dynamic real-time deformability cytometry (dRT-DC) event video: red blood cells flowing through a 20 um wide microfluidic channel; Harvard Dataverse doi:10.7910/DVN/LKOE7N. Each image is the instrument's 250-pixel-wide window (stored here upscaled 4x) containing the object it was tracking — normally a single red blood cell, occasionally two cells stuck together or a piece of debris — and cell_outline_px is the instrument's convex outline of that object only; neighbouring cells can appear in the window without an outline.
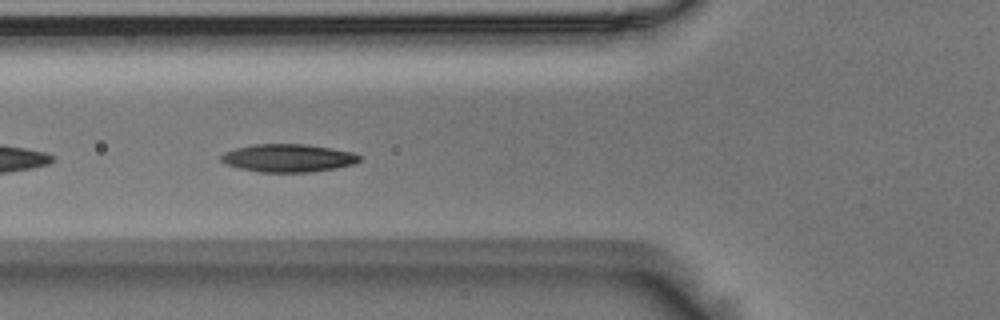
{"species": "Egyptian fruit bat (a non-hibernating species)", "species_latin": "Rousettus aegyptiacus", "temperature_condition": "room temperature", "stored_images_in_passage": 15, "camera_frame_rate_fps": 3000, "um_per_image_px": 0.085, "animal": {"sex": "male"}, "frame": {"image": 1, "passage_image": 5, "time_ms": 1.333, "image_size_px": [1000, 320], "cell_outline_px": [[364, 156], [360, 160], [352, 164], [336, 168], [308, 172], [260, 172], [240, 168], [224, 164], [220, 160], [220, 156], [224, 152], [236, 148], [252, 144], [308, 144], [332, 148], [352, 152]], "centroid_in_image_um": [24.49, 13.42], "position_along_channel_um": 101.3, "area_um2": 22.66}}
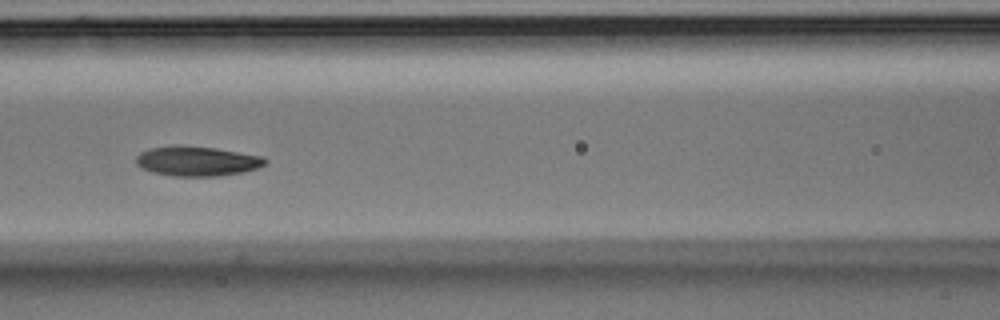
{"frame": {"image": 2, "passage_image": 9, "time_ms": 2.667, "image_size_px": [1000, 320], "cell_outline_px": [[268, 160], [264, 164], [256, 168], [244, 172], [220, 176], [172, 176], [152, 172], [136, 164], [136, 156], [140, 152], [152, 148], [216, 148], [264, 156]], "centroid_in_image_um": [16.81, 13.74], "position_along_channel_um": 149.8, "area_um2": 21.62}}